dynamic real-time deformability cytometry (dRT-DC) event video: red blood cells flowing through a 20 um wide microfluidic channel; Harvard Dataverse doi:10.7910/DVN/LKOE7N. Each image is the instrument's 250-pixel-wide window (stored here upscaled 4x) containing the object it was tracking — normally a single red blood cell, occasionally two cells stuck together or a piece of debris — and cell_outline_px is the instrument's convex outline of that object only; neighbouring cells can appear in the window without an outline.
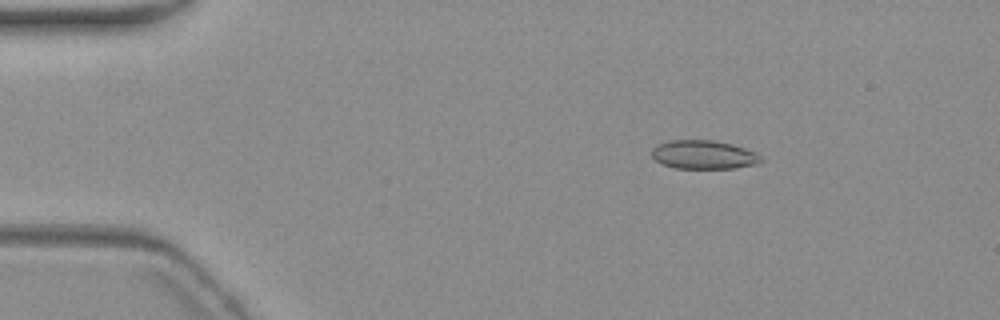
{"species": "common noctule bat (a hibernating species)", "species_latin": "Nyctalus noctula", "temperature_condition": "warm", "stored_images_in_passage": 4, "camera_frame_rate_fps": 3000, "um_per_image_px": 0.085, "animal": {"sex": "female", "body_mass_g": 19.3, "forearm_length_mm": 54.1}, "frame": {"image": 1, "passage_image": 2, "time_ms": 2.0, "image_size_px": [1000, 320], "cell_outline_px": [[764, 160], [756, 164], [732, 168], [676, 168], [664, 164], [656, 160], [652, 156], [652, 148], [656, 144], [668, 140], [712, 140], [732, 144], [744, 148], [760, 156]], "centroid_in_image_um": [59.77, 13.14], "position_along_channel_um": 25.2, "area_um2": 18.09}}